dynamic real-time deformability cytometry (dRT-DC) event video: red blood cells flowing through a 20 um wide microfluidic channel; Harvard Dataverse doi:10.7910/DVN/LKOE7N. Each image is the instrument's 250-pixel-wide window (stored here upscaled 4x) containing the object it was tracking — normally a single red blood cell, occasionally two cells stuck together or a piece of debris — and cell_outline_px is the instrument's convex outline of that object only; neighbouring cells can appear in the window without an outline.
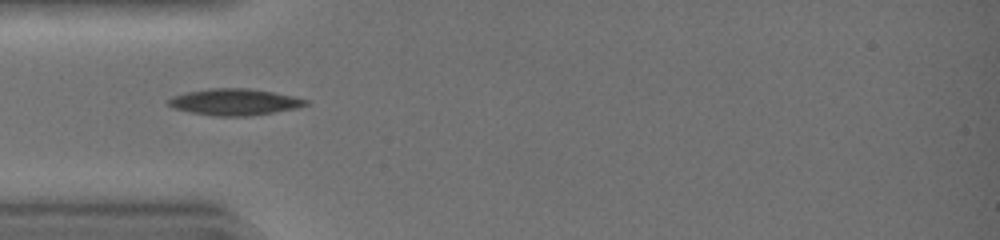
{"species": "common noctule bat (a hibernating species)", "species_latin": "Nyctalus noctula", "temperature_condition": "warm", "stored_images_in_passage": 30, "camera_frame_rate_fps": 3000, "um_per_image_px": 0.085, "animal": {"sex": "female", "body_mass_g": 19.0, "forearm_length_mm": 51.5}, "frame": {"image": 1, "passage_image": 1, "time_ms": 0.0, "image_size_px": [1000, 240], "cell_outline_px": [[312, 100], [308, 104], [296, 108], [248, 116], [212, 116], [192, 112], [176, 108], [168, 104], [168, 100], [172, 96], [184, 92], [212, 88], [248, 88], [272, 92]], "centroid_in_image_um": [19.95, 8.66], "position_along_channel_um": 65.1, "area_um2": 21.04}}
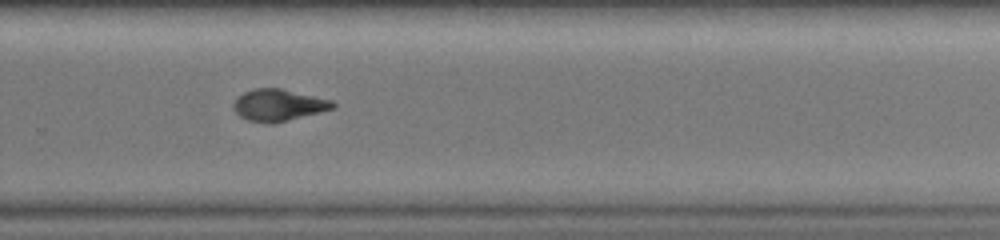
{"frame": {"image": 2, "passage_image": 17, "time_ms": 5.333, "image_size_px": [1000, 240], "cell_outline_px": [[336, 108], [284, 120], [248, 120], [240, 116], [232, 108], [232, 104], [244, 92], [252, 88], [280, 88], [332, 100], [336, 104]], "centroid_in_image_um": [23.68, 8.88], "position_along_channel_um": 306.1, "area_um2": 17.57}}
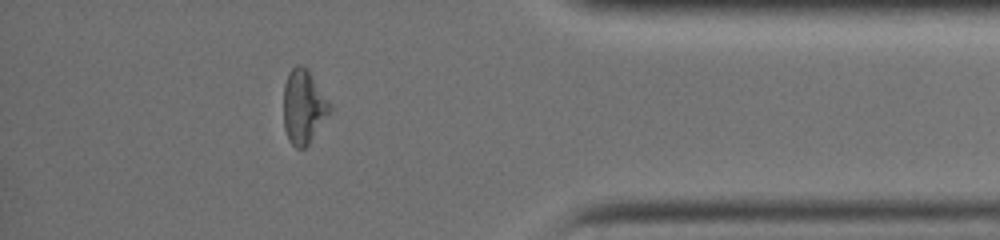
{"frame": {"image": 3, "passage_image": 25, "time_ms": 8.0, "image_size_px": [1000, 240], "cell_outline_px": [[332, 108], [308, 144], [304, 148], [296, 148], [288, 140], [284, 128], [284, 84], [288, 72], [296, 64], [300, 64], [312, 76]], "centroid_in_image_um": [25.76, 9.08], "position_along_channel_um": 409.4, "area_um2": 19.42}, "authors_computed_cell_mechanics": {"area_um2": 19.7965, "velocity_mm_per_s": 4.5266, "shape_relaxation_time_tau1_ms": 6.2571, "shape_relaxation_time_tau2_ms": 2.1638, "deformation_change_tau1": 0.2321, "deformation_change_tau2": 0.0669}}